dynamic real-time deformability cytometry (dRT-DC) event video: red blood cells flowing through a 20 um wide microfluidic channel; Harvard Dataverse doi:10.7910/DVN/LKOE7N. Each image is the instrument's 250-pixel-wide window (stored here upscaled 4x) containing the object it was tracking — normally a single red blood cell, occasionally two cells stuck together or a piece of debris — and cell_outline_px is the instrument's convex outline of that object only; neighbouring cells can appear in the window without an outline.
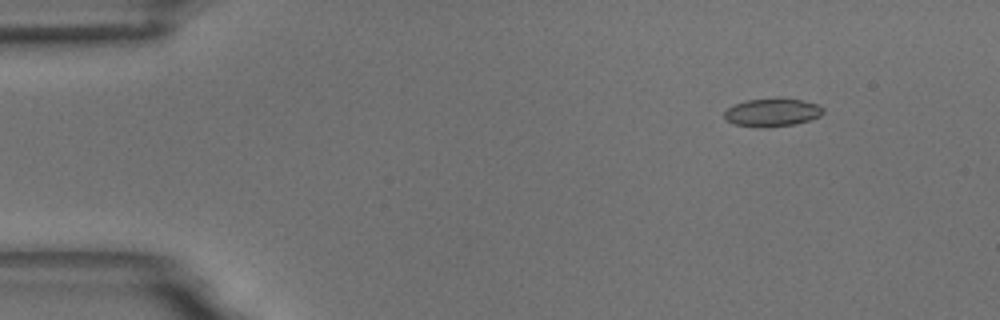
{"species": "common noctule bat (a hibernating species)", "species_latin": "Nyctalus noctula", "temperature_condition": "room temperature", "stored_images_in_passage": 51, "camera_frame_rate_fps": 3000, "um_per_image_px": 0.085, "animal": {"sex": "male", "body_mass_g": 18.8}, "frame": {"image": 1, "passage_image": 2, "time_ms": 0.333, "image_size_px": [1000, 320], "cell_outline_px": [[824, 112], [820, 116], [796, 124], [764, 128], [760, 128], [736, 124], [724, 120], [724, 112], [732, 104], [748, 100], [780, 96], [820, 104], [824, 108]], "centroid_in_image_um": [65.64, 9.53], "position_along_channel_um": 19.4, "area_um2": 16.7}}
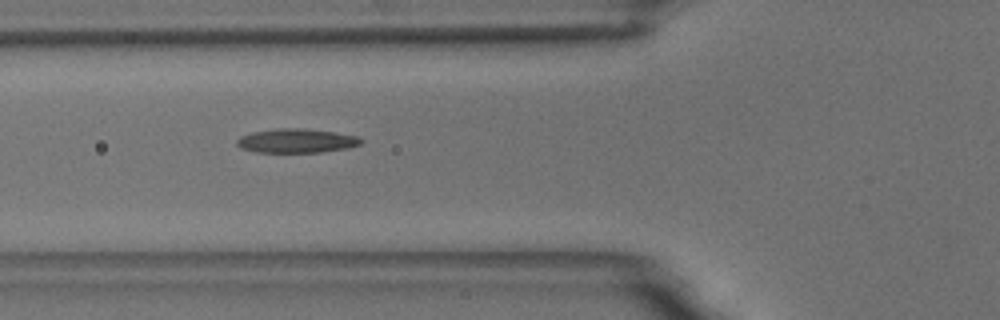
{"frame": {"image": 2, "passage_image": 16, "time_ms": 5.0, "image_size_px": [1000, 320], "cell_outline_px": [[364, 140], [360, 144], [348, 148], [320, 152], [256, 152], [240, 148], [236, 144], [236, 140], [240, 136], [252, 132], [276, 128], [300, 128], [332, 132], [356, 136]], "centroid_in_image_um": [25.16, 11.97], "position_along_channel_um": 100.6, "area_um2": 17.34}}
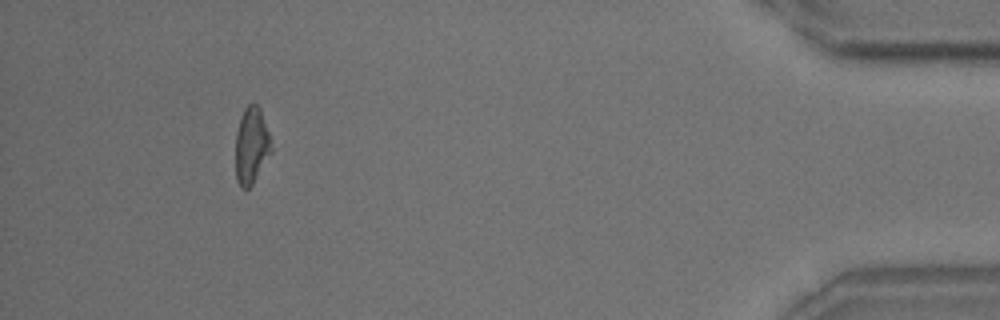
{"frame": {"image": 3, "passage_image": 47, "time_ms": 15.333, "image_size_px": [1000, 320], "cell_outline_px": [[272, 152], [252, 184], [248, 188], [240, 188], [236, 180], [236, 132], [244, 108], [248, 104], [256, 104], [260, 108], [268, 132], [272, 148]], "centroid_in_image_um": [21.37, 12.39], "position_along_channel_um": 413.8, "area_um2": 15.78}, "authors_computed_cell_mechanics": {"area_um2": 16.8776, "velocity_mm_per_s": 3.6431, "shape_relaxation_time_tau1_ms": null, "shape_relaxation_time_tau2_ms": 2.3227, "deformation_change_tau1": null, "deformation_change_tau2": 0.1173}}